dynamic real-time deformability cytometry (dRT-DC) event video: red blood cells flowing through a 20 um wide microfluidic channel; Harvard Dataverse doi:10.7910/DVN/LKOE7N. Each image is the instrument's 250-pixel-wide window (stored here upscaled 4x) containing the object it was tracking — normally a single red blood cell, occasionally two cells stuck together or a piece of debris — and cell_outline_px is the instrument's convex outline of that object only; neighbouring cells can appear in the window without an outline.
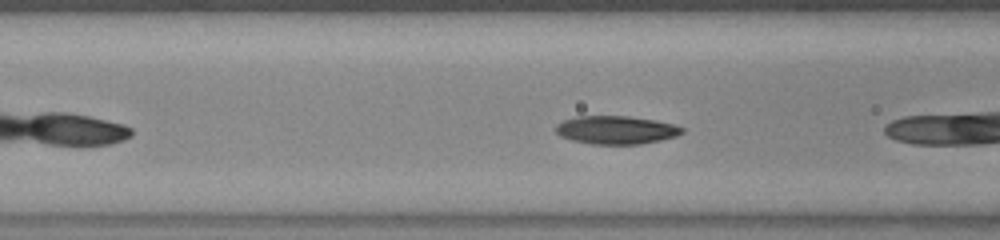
{"species": "common noctule bat (a hibernating species)", "species_latin": "Nyctalus noctula", "temperature_condition": "warm", "stored_images_in_passage": 9, "camera_frame_rate_fps": 3000, "um_per_image_px": 0.085, "animal": {"sex": "female", "body_mass_g": 23.0, "forearm_length_mm": 53.4}, "frame": {"image": 1, "passage_image": 4, "time_ms": 1.0, "image_size_px": [1000, 240], "cell_outline_px": [[684, 132], [676, 136], [660, 140], [640, 144], [592, 144], [572, 140], [560, 136], [556, 132], [556, 124], [564, 120], [576, 116], [628, 116], [656, 120], [672, 124], [684, 128]], "centroid_in_image_um": [52.36, 11.04], "position_along_channel_um": 114.2, "area_um2": 20.75}}
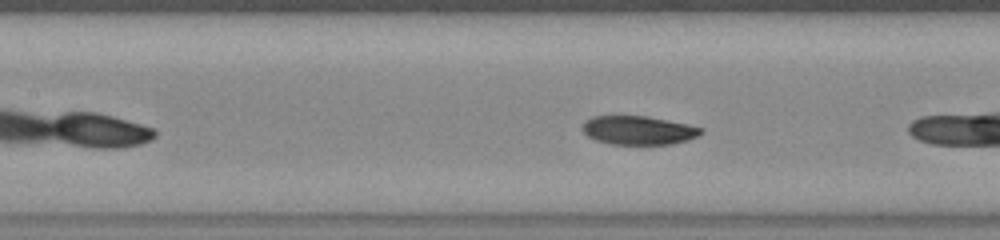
{"frame": {"image": 2, "passage_image": 7, "time_ms": 2.0, "image_size_px": [1000, 240], "cell_outline_px": [[704, 132], [700, 136], [688, 140], [672, 144], [608, 144], [596, 140], [588, 136], [580, 128], [584, 120], [592, 116], [648, 116], [688, 124], [704, 128]], "centroid_in_image_um": [54.28, 11.07], "position_along_channel_um": 153.1, "area_um2": 20.17}}